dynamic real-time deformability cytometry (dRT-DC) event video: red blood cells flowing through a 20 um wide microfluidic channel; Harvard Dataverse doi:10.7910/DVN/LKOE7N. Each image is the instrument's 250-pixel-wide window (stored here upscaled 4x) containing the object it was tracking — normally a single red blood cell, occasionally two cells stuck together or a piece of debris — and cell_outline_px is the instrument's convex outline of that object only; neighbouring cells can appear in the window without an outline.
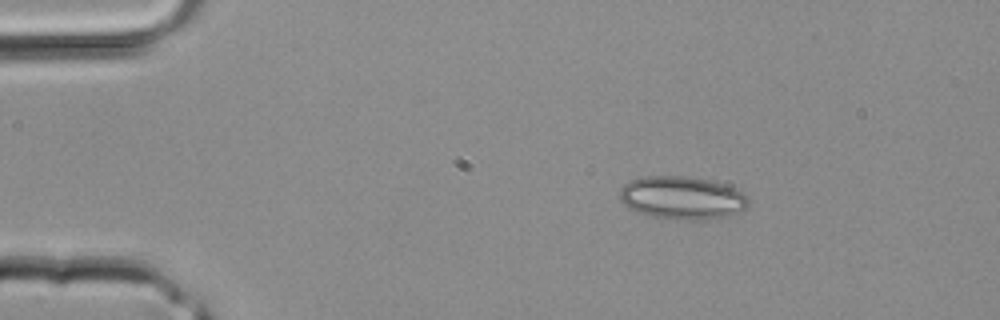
{"species": "common noctule bat (a hibernating species)", "species_latin": "Nyctalus noctula", "temperature_condition": "room temperature", "stored_images_in_passage": 1, "camera_frame_rate_fps": 3000, "um_per_image_px": 0.085, "animal": {"sex": "male", "body_mass_g": 20.4}, "frame": {"image": 1, "passage_image": 1, "time_ms": 0.0, "image_size_px": [1000, 320], "cell_outline_px": [[748, 204], [744, 208], [728, 216], [704, 220], [676, 220], [652, 216], [628, 208], [620, 200], [620, 188], [624, 184], [632, 180], [644, 176], [688, 176], [708, 180], [724, 184], [748, 196]], "centroid_in_image_um": [57.95, 16.82], "position_along_channel_um": 27.0, "area_um2": 32.14}}